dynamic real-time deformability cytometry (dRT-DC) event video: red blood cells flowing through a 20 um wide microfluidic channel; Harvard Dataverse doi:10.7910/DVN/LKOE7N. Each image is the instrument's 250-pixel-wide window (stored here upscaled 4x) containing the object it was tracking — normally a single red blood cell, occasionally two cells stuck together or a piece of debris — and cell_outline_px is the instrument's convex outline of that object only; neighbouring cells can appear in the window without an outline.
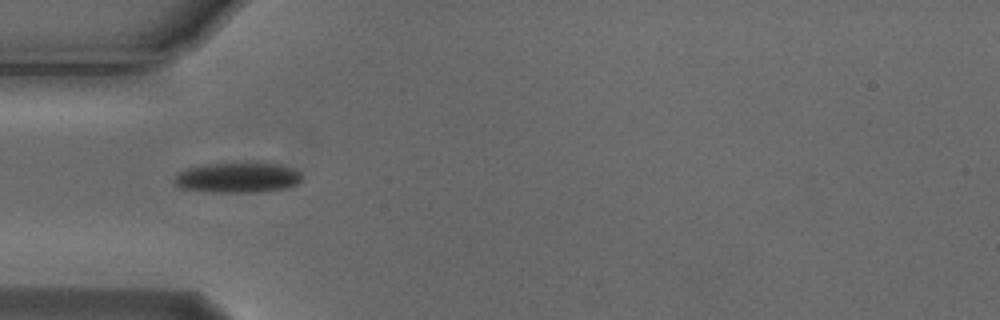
{"species": "Egyptian fruit bat (a non-hibernating species)", "species_latin": "Rousettus aegyptiacus", "temperature_condition": "cold", "stored_images_in_passage": 6, "camera_frame_rate_fps": 3000, "um_per_image_px": 0.085, "animal": {"sex": "male"}, "frame": {"image": 1, "passage_image": 5, "time_ms": 1.333, "image_size_px": [1000, 320], "cell_outline_px": [[300, 180], [296, 184], [288, 188], [260, 192], [204, 192], [180, 188], [172, 180], [180, 172], [188, 168], [208, 164], [280, 164], [292, 168], [300, 172]], "centroid_in_image_um": [20.18, 15.12], "position_along_channel_um": 64.8, "area_um2": 22.2}}
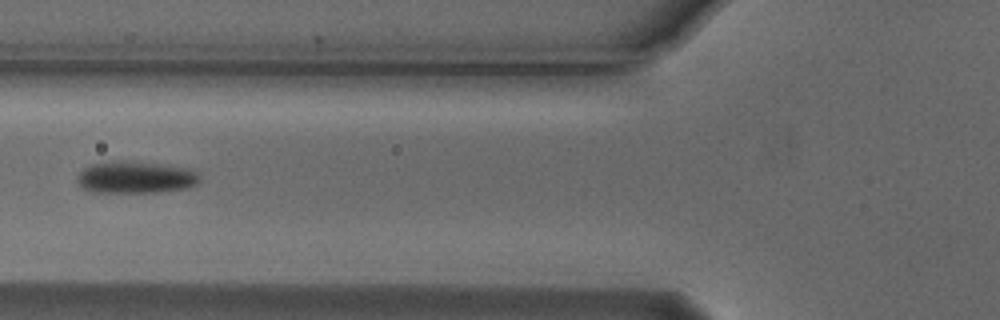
{"frame": {"image": 2, "passage_image": 6, "time_ms": 1.667, "image_size_px": [1000, 320], "cell_outline_px": [[200, 180], [196, 184], [184, 188], [156, 192], [92, 192], [84, 188], [76, 180], [80, 172], [84, 168], [92, 164], [160, 164], [196, 168], [200, 172]], "centroid_in_image_um": [11.64, 15.11], "position_along_channel_um": 114.2, "area_um2": 21.96}}